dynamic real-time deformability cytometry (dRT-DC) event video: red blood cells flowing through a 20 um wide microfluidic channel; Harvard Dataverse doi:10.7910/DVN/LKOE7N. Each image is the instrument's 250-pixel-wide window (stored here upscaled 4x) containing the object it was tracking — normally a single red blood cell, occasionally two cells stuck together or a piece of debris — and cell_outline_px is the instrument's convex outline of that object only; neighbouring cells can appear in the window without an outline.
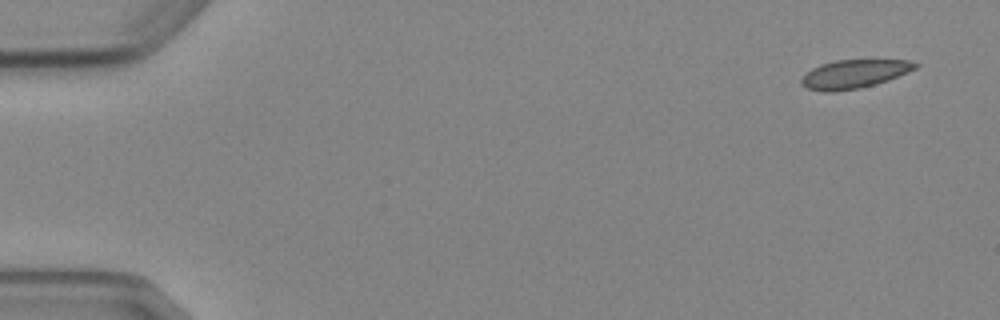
{"species": "Egyptian fruit bat (a non-hibernating species)", "species_latin": "Rousettus aegyptiacus", "temperature_condition": "cold", "stored_images_in_passage": 5, "camera_frame_rate_fps": 3000, "um_per_image_px": 0.085, "animal": {"sex": "female"}, "frame": {"image": 1, "passage_image": 1, "time_ms": 0.0, "image_size_px": [1000, 320], "cell_outline_px": [[920, 64], [916, 68], [908, 72], [888, 80], [860, 88], [832, 92], [824, 92], [808, 88], [800, 84], [800, 80], [812, 68], [820, 64], [836, 60], [908, 60]], "centroid_in_image_um": [72.6, 6.29], "position_along_channel_um": 12.4, "area_um2": 18.84}}
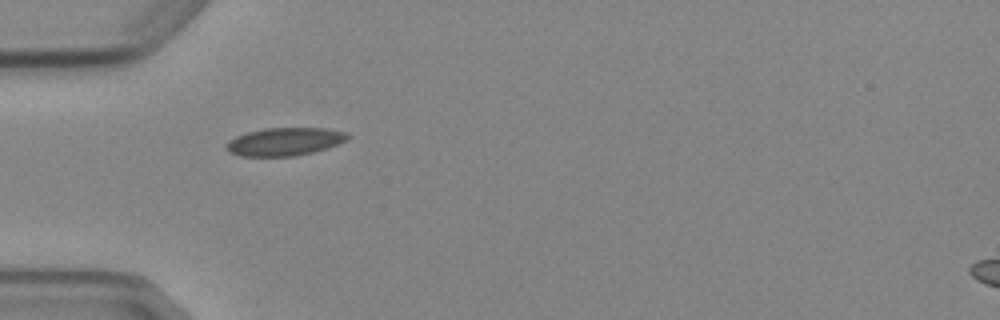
{"frame": {"image": 2, "passage_image": 5, "time_ms": 4.667, "image_size_px": [1000, 320], "cell_outline_px": [[352, 136], [348, 140], [328, 148], [296, 156], [240, 156], [228, 152], [224, 148], [224, 144], [228, 140], [236, 136], [248, 132], [264, 128], [328, 128], [344, 132]], "centroid_in_image_um": [24.18, 12.04], "position_along_channel_um": 60.8, "area_um2": 20.06}}